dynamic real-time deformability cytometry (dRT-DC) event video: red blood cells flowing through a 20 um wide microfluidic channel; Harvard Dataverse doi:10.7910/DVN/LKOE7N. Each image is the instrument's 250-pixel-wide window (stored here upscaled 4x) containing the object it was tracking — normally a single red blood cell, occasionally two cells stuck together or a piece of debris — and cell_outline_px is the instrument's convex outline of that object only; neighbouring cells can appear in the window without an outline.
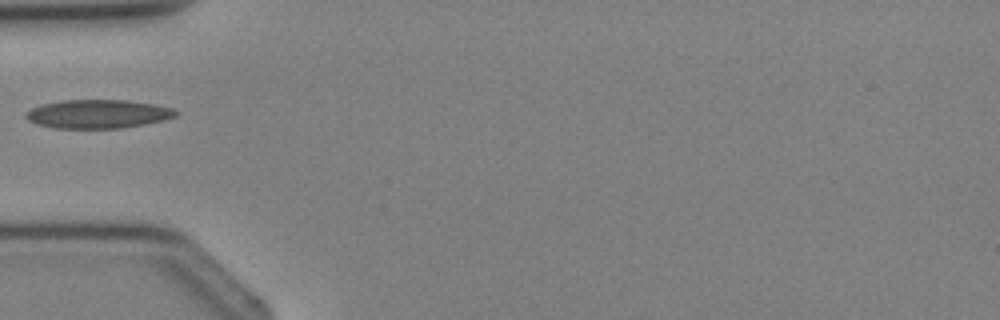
{"species": "Egyptian fruit bat (a non-hibernating species)", "species_latin": "Rousettus aegyptiacus", "temperature_condition": "cold", "stored_images_in_passage": 1, "camera_frame_rate_fps": 3000, "um_per_image_px": 0.085, "animal": {"sex": "female"}, "frame": {"image": 1, "passage_image": 1, "time_ms": 0.0, "image_size_px": [1000, 320], "cell_outline_px": [[176, 116], [164, 120], [144, 124], [120, 128], [52, 128], [36, 124], [28, 120], [24, 116], [32, 108], [40, 104], [60, 100], [128, 100], [156, 104], [172, 108], [176, 112]], "centroid_in_image_um": [8.3, 9.68], "position_along_channel_um": 76.7, "area_um2": 25.09}}